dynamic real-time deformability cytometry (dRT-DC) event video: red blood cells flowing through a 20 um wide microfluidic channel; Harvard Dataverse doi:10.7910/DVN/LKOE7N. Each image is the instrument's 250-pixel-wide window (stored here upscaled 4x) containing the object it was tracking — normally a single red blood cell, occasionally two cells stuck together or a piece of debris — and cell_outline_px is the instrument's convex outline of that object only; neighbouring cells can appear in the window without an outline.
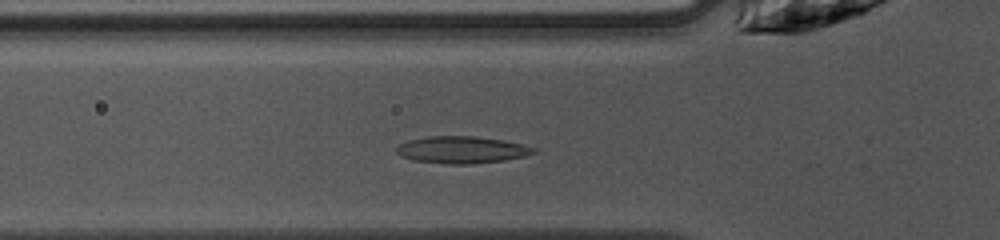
{"species": "common noctule bat (a hibernating species)", "species_latin": "Nyctalus noctula", "temperature_condition": "warm", "stored_images_in_passage": 28, "camera_frame_rate_fps": 3000, "um_per_image_px": 0.085, "animal": {"sex": "female", "body_mass_g": 10.0, "forearm_length_mm": 53.1}, "frame": {"image": 1, "passage_image": 3, "time_ms": 0.667, "image_size_px": [1000, 240], "cell_outline_px": [[536, 152], [524, 156], [504, 160], [472, 164], [448, 164], [416, 160], [400, 156], [396, 152], [396, 148], [400, 144], [408, 140], [428, 136], [476, 136], [504, 140], [524, 144], [536, 148]], "centroid_in_image_um": [39.27, 12.72], "position_along_channel_um": 86.5, "area_um2": 21.62}}
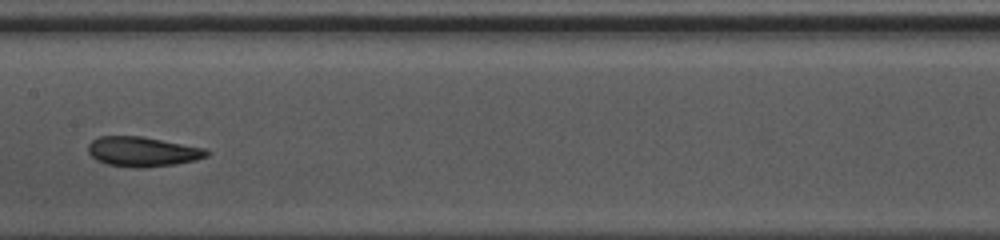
{"frame": {"image": 2, "passage_image": 11, "time_ms": 3.333, "image_size_px": [1000, 240], "cell_outline_px": [[208, 156], [196, 160], [176, 164], [144, 168], [136, 168], [108, 164], [96, 160], [88, 152], [88, 144], [92, 140], [100, 136], [140, 136], [204, 148], [208, 152]], "centroid_in_image_um": [12.1, 12.9], "position_along_channel_um": 195.3, "area_um2": 20.46}}
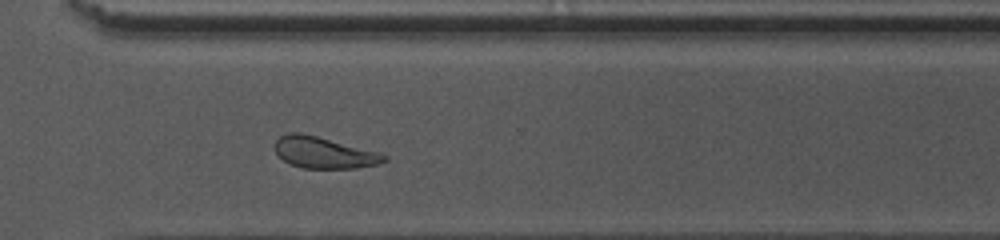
{"frame": {"image": 3, "passage_image": 22, "time_ms": 7.0, "image_size_px": [1000, 240], "cell_outline_px": [[388, 160], [380, 164], [356, 168], [304, 168], [292, 164], [284, 160], [276, 152], [276, 140], [280, 136], [288, 132], [300, 132], [380, 152], [388, 156]], "centroid_in_image_um": [27.59, 12.97], "position_along_channel_um": 343.0, "area_um2": 19.88}, "authors_computed_cell_mechanics": {"area_um2": 20.2878, "velocity_mm_per_s": 4.0405, "shape_relaxation_time_tau1_ms": 3.3282, "shape_relaxation_time_tau2_ms": 3.3845, "deformation_change_tau1": 0.1455, "deformation_change_tau2": 0.1162}}